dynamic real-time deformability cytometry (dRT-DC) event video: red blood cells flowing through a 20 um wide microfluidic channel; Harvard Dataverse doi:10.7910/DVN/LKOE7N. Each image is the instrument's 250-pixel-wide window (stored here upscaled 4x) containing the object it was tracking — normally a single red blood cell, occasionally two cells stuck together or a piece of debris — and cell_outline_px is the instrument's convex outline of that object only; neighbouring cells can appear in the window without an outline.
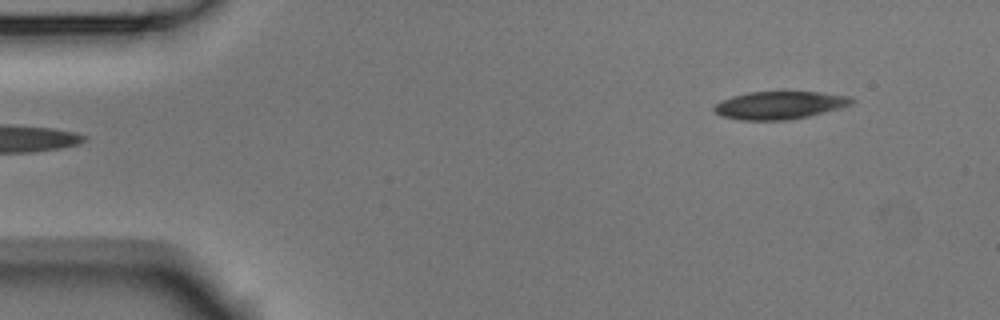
{"species": "Egyptian fruit bat (a non-hibernating species)", "species_latin": "Rousettus aegyptiacus", "temperature_condition": "room temperature", "stored_images_in_passage": 5, "segment_of_instrument_passage": [2, 2], "camera_frame_rate_fps": 3000, "um_per_image_px": 0.085, "animal": {"sex": "male"}, "frame": {"image": 1, "passage_image": 5, "time_ms": 1.333, "image_size_px": [1000, 320], "cell_outline_px": [[856, 100], [852, 104], [840, 108], [808, 116], [788, 120], [740, 120], [720, 116], [712, 108], [720, 100], [732, 96], [748, 92], [820, 92], [848, 96]], "centroid_in_image_um": [66.24, 8.94], "position_along_channel_um": 18.8, "area_um2": 22.31}}